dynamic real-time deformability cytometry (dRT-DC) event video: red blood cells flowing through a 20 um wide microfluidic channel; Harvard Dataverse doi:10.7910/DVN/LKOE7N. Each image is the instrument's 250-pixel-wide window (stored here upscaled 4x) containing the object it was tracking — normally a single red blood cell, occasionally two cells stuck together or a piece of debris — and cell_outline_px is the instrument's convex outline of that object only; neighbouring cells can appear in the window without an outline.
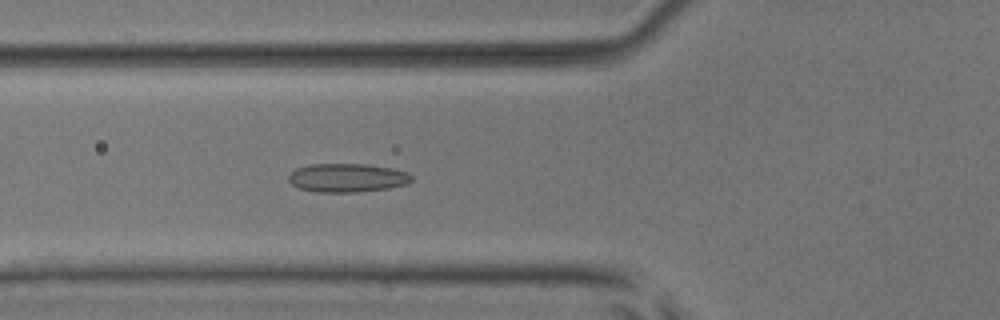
{"species": "common noctule bat (a hibernating species)", "species_latin": "Nyctalus noctula", "temperature_condition": "room temperature", "stored_images_in_passage": 54, "camera_frame_rate_fps": 3000, "um_per_image_px": 0.085, "animal": {"sex": "male", "body_mass_g": 17.9, "forearm_length_mm": 54.2}, "frame": {"image": 1, "passage_image": 20, "time_ms": 6.333, "image_size_px": [1000, 320], "cell_outline_px": [[412, 180], [408, 184], [388, 188], [356, 192], [316, 192], [300, 188], [292, 184], [288, 180], [288, 176], [296, 168], [312, 164], [368, 164], [392, 168], [408, 172], [412, 176]], "centroid_in_image_um": [29.53, 15.11], "position_along_channel_um": 96.3, "area_um2": 20.58}}
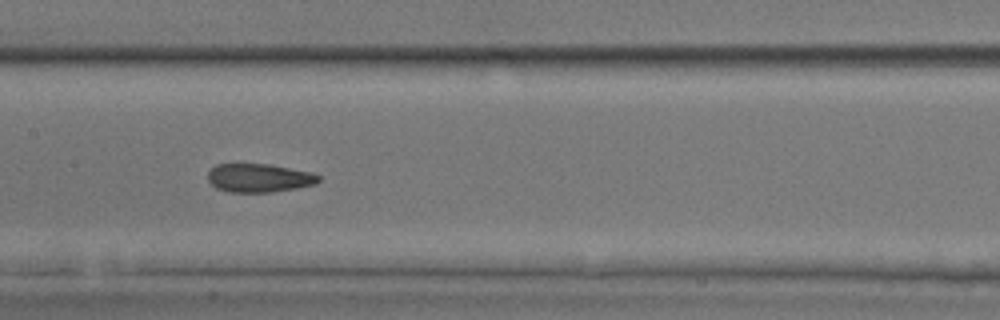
{"frame": {"image": 2, "passage_image": 27, "time_ms": 8.667, "image_size_px": [1000, 320], "cell_outline_px": [[320, 180], [316, 184], [296, 188], [272, 192], [228, 192], [216, 188], [208, 180], [208, 172], [216, 164], [268, 164], [312, 172], [320, 176]], "centroid_in_image_um": [22.03, 15.13], "position_along_channel_um": 185.4, "area_um2": 18.44}}
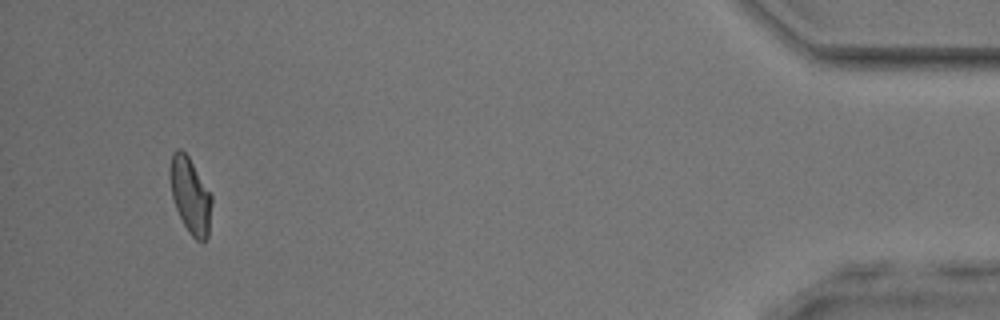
{"frame": {"image": 3, "passage_image": 51, "time_ms": 16.667, "image_size_px": [1000, 320], "cell_outline_px": [[212, 200], [208, 236], [204, 244], [196, 240], [188, 232], [176, 208], [172, 196], [168, 172], [168, 168], [172, 152], [176, 148], [180, 148], [188, 156], [212, 196]], "centroid_in_image_um": [16.15, 16.61], "position_along_channel_um": 419.0, "area_um2": 18.55}, "authors_computed_cell_mechanics": {"area_um2": 19.1318, "velocity_mm_per_s": 3.8188, "shape_relaxation_time_tau1_ms": 8.5193, "shape_relaxation_time_tau2_ms": 1.8788, "deformation_change_tau1": 0.1414, "deformation_change_tau2": 0.0794}}